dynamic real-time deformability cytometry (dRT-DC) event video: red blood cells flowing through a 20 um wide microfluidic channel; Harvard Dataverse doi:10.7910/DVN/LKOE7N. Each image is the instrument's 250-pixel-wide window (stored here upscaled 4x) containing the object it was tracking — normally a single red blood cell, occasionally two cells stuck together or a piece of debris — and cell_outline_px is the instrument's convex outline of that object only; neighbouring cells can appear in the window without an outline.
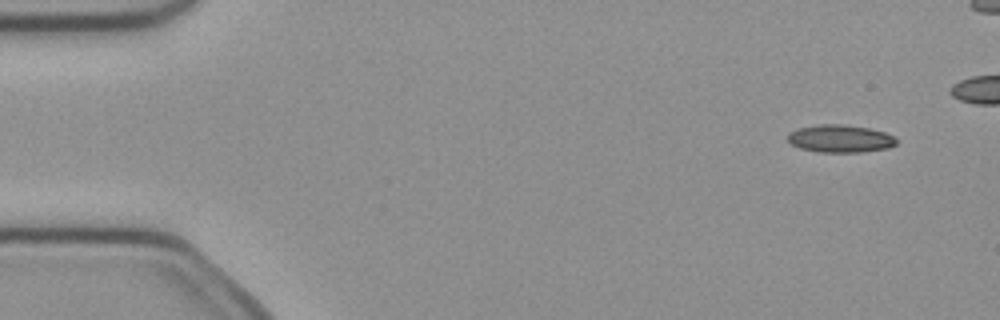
{"species": "common noctule bat (a hibernating species)", "species_latin": "Nyctalus noctula", "temperature_condition": "cold", "stored_images_in_passage": 5, "camera_frame_rate_fps": 3000, "um_per_image_px": 0.085, "animal": {"sex": "female", "body_mass_g": 21.9}, "frame": {"image": 1, "passage_image": 2, "time_ms": 0.333, "image_size_px": [1000, 320], "cell_outline_px": [[900, 140], [896, 144], [888, 148], [860, 152], [820, 152], [800, 148], [792, 144], [784, 136], [788, 132], [800, 128], [820, 124], [844, 124], [868, 128], [884, 132]], "centroid_in_image_um": [71.41, 11.78], "position_along_channel_um": 13.6, "area_um2": 17.57}}